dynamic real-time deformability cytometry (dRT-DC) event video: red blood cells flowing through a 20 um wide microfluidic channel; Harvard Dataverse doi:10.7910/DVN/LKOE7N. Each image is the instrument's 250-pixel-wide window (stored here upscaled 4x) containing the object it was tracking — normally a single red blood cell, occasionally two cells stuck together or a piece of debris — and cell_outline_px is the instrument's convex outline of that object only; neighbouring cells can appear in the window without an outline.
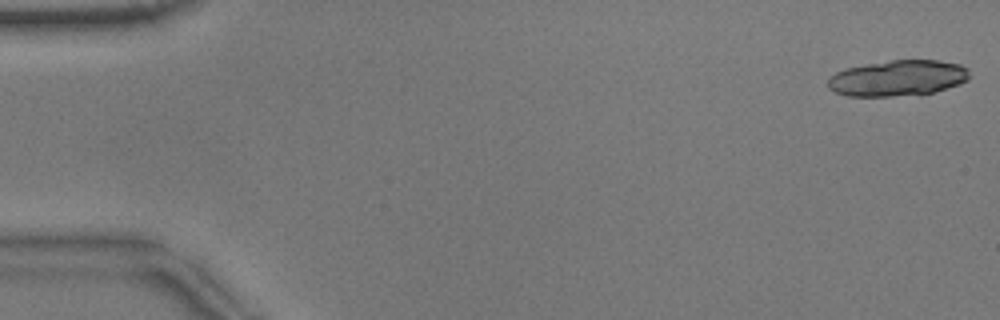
{"species": "common noctule bat (a hibernating species)", "species_latin": "Nyctalus noctula", "temperature_condition": "warm", "stored_images_in_passage": 16, "camera_frame_rate_fps": 3000, "um_per_image_px": 0.085, "animal": {"sex": "male", "body_mass_g": 17.9}, "frame": {"image": 1, "passage_image": 1, "time_ms": 0.0, "image_size_px": [1000, 320], "cell_outline_px": [[968, 80], [960, 84], [920, 96], [848, 96], [836, 92], [828, 88], [828, 80], [836, 72], [844, 68], [892, 60], [936, 60], [960, 64], [968, 68]], "centroid_in_image_um": [76.33, 6.65], "position_along_channel_um": 8.7, "area_um2": 29.77}}